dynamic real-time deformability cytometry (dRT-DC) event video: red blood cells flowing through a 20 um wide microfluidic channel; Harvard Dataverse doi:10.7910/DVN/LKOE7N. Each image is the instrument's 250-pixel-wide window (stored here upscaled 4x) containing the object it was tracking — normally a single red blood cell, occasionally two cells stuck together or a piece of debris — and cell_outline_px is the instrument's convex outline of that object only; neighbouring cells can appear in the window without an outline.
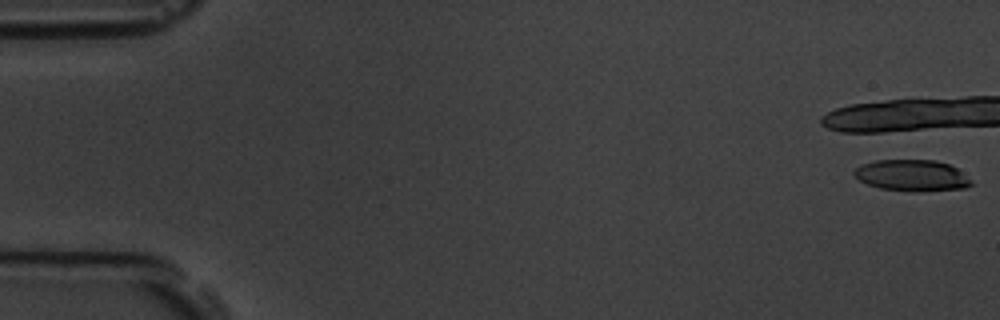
{"species": "common noctule bat (a hibernating species)", "species_latin": "Nyctalus noctula", "temperature_condition": "room temperature", "stored_images_in_passage": 6, "camera_frame_rate_fps": 3000, "um_per_image_px": 0.085, "animal": {"sex": "male", "body_mass_g": 19.5, "forearm_length_mm": 54.6}, "frame": {"image": 1, "passage_image": 1, "time_ms": 0.0, "image_size_px": [1000, 320], "cell_outline_px": [[972, 184], [964, 188], [920, 192], [912, 192], [880, 188], [868, 184], [860, 180], [852, 172], [860, 164], [876, 160], [936, 160], [948, 164], [956, 168], [972, 180]], "centroid_in_image_um": [77.51, 14.92], "position_along_channel_um": 7.5, "area_um2": 21.44}}